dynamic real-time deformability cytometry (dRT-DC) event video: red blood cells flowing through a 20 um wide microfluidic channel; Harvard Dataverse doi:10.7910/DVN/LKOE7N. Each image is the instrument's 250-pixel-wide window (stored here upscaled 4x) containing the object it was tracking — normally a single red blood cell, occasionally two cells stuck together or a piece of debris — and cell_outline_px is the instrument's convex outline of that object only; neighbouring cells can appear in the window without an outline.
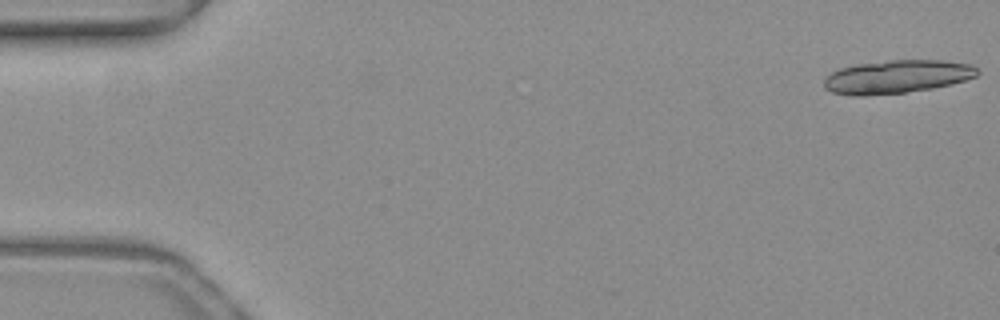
{"species": "common noctule bat (a hibernating species)", "species_latin": "Nyctalus noctula", "temperature_condition": "warm", "stored_images_in_passage": 18, "camera_frame_rate_fps": 3000, "um_per_image_px": 0.085, "animal": {"sex": "female", "body_mass_g": 19.3, "forearm_length_mm": 54.1}, "frame": {"image": 1, "passage_image": 1, "time_ms": 0.0, "image_size_px": [1000, 320], "cell_outline_px": [[980, 72], [976, 76], [952, 84], [932, 88], [904, 92], [864, 96], [852, 96], [832, 92], [824, 88], [824, 80], [832, 72], [840, 68], [856, 64], [888, 60], [944, 60], [972, 64]], "centroid_in_image_um": [76.24, 6.51], "position_along_channel_um": 8.8, "area_um2": 29.77}}